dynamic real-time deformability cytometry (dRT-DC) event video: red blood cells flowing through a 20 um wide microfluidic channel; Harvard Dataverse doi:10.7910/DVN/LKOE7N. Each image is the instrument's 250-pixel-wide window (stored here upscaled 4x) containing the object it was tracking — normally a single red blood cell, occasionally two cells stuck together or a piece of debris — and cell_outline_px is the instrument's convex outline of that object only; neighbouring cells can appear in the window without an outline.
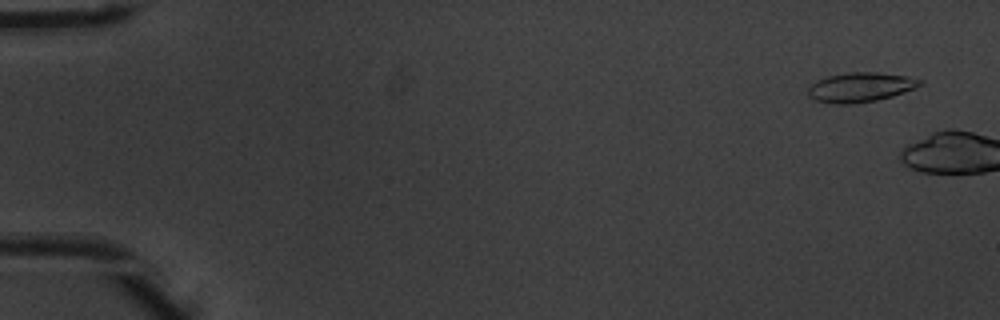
{"species": "common noctule bat (a hibernating species)", "species_latin": "Nyctalus noctula", "temperature_condition": "warm", "stored_images_in_passage": 5, "camera_frame_rate_fps": 3000, "um_per_image_px": 0.085, "animal": {"sex": "male", "body_mass_g": 20.1, "forearm_length_mm": 53.5}, "frame": {"image": 1, "passage_image": 3, "time_ms": 0.667, "image_size_px": [1000, 320], "cell_outline_px": [[924, 80], [916, 88], [892, 96], [876, 100], [852, 104], [836, 104], [816, 100], [808, 96], [808, 88], [816, 80], [828, 76], [848, 72], [876, 72], [908, 76]], "centroid_in_image_um": [73.14, 7.41], "position_along_channel_um": 11.9, "area_um2": 19.25}}